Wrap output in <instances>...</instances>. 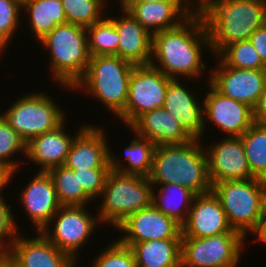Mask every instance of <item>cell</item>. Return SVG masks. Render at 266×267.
Here are the masks:
<instances>
[{"label":"cell","instance_id":"cell-42","mask_svg":"<svg viewBox=\"0 0 266 267\" xmlns=\"http://www.w3.org/2000/svg\"><path fill=\"white\" fill-rule=\"evenodd\" d=\"M185 1L184 0H125L124 3H159V2H162V3H194L196 0H192V1L185 0Z\"/></svg>","mask_w":266,"mask_h":267},{"label":"cell","instance_id":"cell-28","mask_svg":"<svg viewBox=\"0 0 266 267\" xmlns=\"http://www.w3.org/2000/svg\"><path fill=\"white\" fill-rule=\"evenodd\" d=\"M23 10L29 13L27 25L38 43L56 26L67 23L61 0H27Z\"/></svg>","mask_w":266,"mask_h":267},{"label":"cell","instance_id":"cell-43","mask_svg":"<svg viewBox=\"0 0 266 267\" xmlns=\"http://www.w3.org/2000/svg\"><path fill=\"white\" fill-rule=\"evenodd\" d=\"M254 236L256 237V241L258 240L259 243L266 244V219L261 220L260 227Z\"/></svg>","mask_w":266,"mask_h":267},{"label":"cell","instance_id":"cell-45","mask_svg":"<svg viewBox=\"0 0 266 267\" xmlns=\"http://www.w3.org/2000/svg\"><path fill=\"white\" fill-rule=\"evenodd\" d=\"M0 267H16L12 259L6 256H0Z\"/></svg>","mask_w":266,"mask_h":267},{"label":"cell","instance_id":"cell-40","mask_svg":"<svg viewBox=\"0 0 266 267\" xmlns=\"http://www.w3.org/2000/svg\"><path fill=\"white\" fill-rule=\"evenodd\" d=\"M254 123L266 125V81L257 103L253 108Z\"/></svg>","mask_w":266,"mask_h":267},{"label":"cell","instance_id":"cell-23","mask_svg":"<svg viewBox=\"0 0 266 267\" xmlns=\"http://www.w3.org/2000/svg\"><path fill=\"white\" fill-rule=\"evenodd\" d=\"M118 17L109 18L114 22L119 36L118 57L134 65H148L152 53V34L147 31L121 5Z\"/></svg>","mask_w":266,"mask_h":267},{"label":"cell","instance_id":"cell-37","mask_svg":"<svg viewBox=\"0 0 266 267\" xmlns=\"http://www.w3.org/2000/svg\"><path fill=\"white\" fill-rule=\"evenodd\" d=\"M8 200L0 196V256L9 255L12 245L18 236V228L13 216L11 205H8ZM6 239V240H5Z\"/></svg>","mask_w":266,"mask_h":267},{"label":"cell","instance_id":"cell-30","mask_svg":"<svg viewBox=\"0 0 266 267\" xmlns=\"http://www.w3.org/2000/svg\"><path fill=\"white\" fill-rule=\"evenodd\" d=\"M243 147L254 178L266 180V125L254 123L242 136Z\"/></svg>","mask_w":266,"mask_h":267},{"label":"cell","instance_id":"cell-34","mask_svg":"<svg viewBox=\"0 0 266 267\" xmlns=\"http://www.w3.org/2000/svg\"><path fill=\"white\" fill-rule=\"evenodd\" d=\"M217 56L229 67L252 70L266 69V64L249 40L230 44Z\"/></svg>","mask_w":266,"mask_h":267},{"label":"cell","instance_id":"cell-22","mask_svg":"<svg viewBox=\"0 0 266 267\" xmlns=\"http://www.w3.org/2000/svg\"><path fill=\"white\" fill-rule=\"evenodd\" d=\"M65 120L56 129L36 136L26 143V159L32 164L38 165L40 170L47 172L51 168L65 164L72 141L86 125H81L80 129L72 136L65 132Z\"/></svg>","mask_w":266,"mask_h":267},{"label":"cell","instance_id":"cell-9","mask_svg":"<svg viewBox=\"0 0 266 267\" xmlns=\"http://www.w3.org/2000/svg\"><path fill=\"white\" fill-rule=\"evenodd\" d=\"M246 238L224 232L205 238H181V267H237Z\"/></svg>","mask_w":266,"mask_h":267},{"label":"cell","instance_id":"cell-41","mask_svg":"<svg viewBox=\"0 0 266 267\" xmlns=\"http://www.w3.org/2000/svg\"><path fill=\"white\" fill-rule=\"evenodd\" d=\"M11 172L4 167L0 166V196L4 195L2 194L3 189L6 188V186L11 181L10 179Z\"/></svg>","mask_w":266,"mask_h":267},{"label":"cell","instance_id":"cell-38","mask_svg":"<svg viewBox=\"0 0 266 267\" xmlns=\"http://www.w3.org/2000/svg\"><path fill=\"white\" fill-rule=\"evenodd\" d=\"M73 171L77 173L79 185L93 201L101 196L110 168L77 169Z\"/></svg>","mask_w":266,"mask_h":267},{"label":"cell","instance_id":"cell-29","mask_svg":"<svg viewBox=\"0 0 266 267\" xmlns=\"http://www.w3.org/2000/svg\"><path fill=\"white\" fill-rule=\"evenodd\" d=\"M52 178L61 206H87L92 199L84 192L77 173L64 165L47 171Z\"/></svg>","mask_w":266,"mask_h":267},{"label":"cell","instance_id":"cell-26","mask_svg":"<svg viewBox=\"0 0 266 267\" xmlns=\"http://www.w3.org/2000/svg\"><path fill=\"white\" fill-rule=\"evenodd\" d=\"M152 185V205L182 227L187 220L196 194L180 184L164 183ZM159 185L160 188H158L157 192L154 187L156 188Z\"/></svg>","mask_w":266,"mask_h":267},{"label":"cell","instance_id":"cell-25","mask_svg":"<svg viewBox=\"0 0 266 267\" xmlns=\"http://www.w3.org/2000/svg\"><path fill=\"white\" fill-rule=\"evenodd\" d=\"M137 267H181V239H160L131 246Z\"/></svg>","mask_w":266,"mask_h":267},{"label":"cell","instance_id":"cell-12","mask_svg":"<svg viewBox=\"0 0 266 267\" xmlns=\"http://www.w3.org/2000/svg\"><path fill=\"white\" fill-rule=\"evenodd\" d=\"M206 84L209 92L203 98L204 132L207 133L208 121L225 137H241L254 124L253 109L219 93L209 82Z\"/></svg>","mask_w":266,"mask_h":267},{"label":"cell","instance_id":"cell-46","mask_svg":"<svg viewBox=\"0 0 266 267\" xmlns=\"http://www.w3.org/2000/svg\"><path fill=\"white\" fill-rule=\"evenodd\" d=\"M16 2H18L19 4L23 5L27 0H14Z\"/></svg>","mask_w":266,"mask_h":267},{"label":"cell","instance_id":"cell-44","mask_svg":"<svg viewBox=\"0 0 266 267\" xmlns=\"http://www.w3.org/2000/svg\"><path fill=\"white\" fill-rule=\"evenodd\" d=\"M261 218L266 219V180L264 181V189L261 204Z\"/></svg>","mask_w":266,"mask_h":267},{"label":"cell","instance_id":"cell-17","mask_svg":"<svg viewBox=\"0 0 266 267\" xmlns=\"http://www.w3.org/2000/svg\"><path fill=\"white\" fill-rule=\"evenodd\" d=\"M224 232L238 231L228 224L218 197L213 191L196 195L181 227L182 237L205 238Z\"/></svg>","mask_w":266,"mask_h":267},{"label":"cell","instance_id":"cell-19","mask_svg":"<svg viewBox=\"0 0 266 267\" xmlns=\"http://www.w3.org/2000/svg\"><path fill=\"white\" fill-rule=\"evenodd\" d=\"M105 130V131H104ZM101 126L88 125L75 135L64 166L72 170L110 168L109 144Z\"/></svg>","mask_w":266,"mask_h":267},{"label":"cell","instance_id":"cell-13","mask_svg":"<svg viewBox=\"0 0 266 267\" xmlns=\"http://www.w3.org/2000/svg\"><path fill=\"white\" fill-rule=\"evenodd\" d=\"M215 57L218 65L209 71L211 73H209L207 82L219 93L245 103L253 109L266 81V69L229 67L218 56Z\"/></svg>","mask_w":266,"mask_h":267},{"label":"cell","instance_id":"cell-7","mask_svg":"<svg viewBox=\"0 0 266 267\" xmlns=\"http://www.w3.org/2000/svg\"><path fill=\"white\" fill-rule=\"evenodd\" d=\"M264 180H226L212 185L220 200L230 227L245 238L254 235L261 224V204Z\"/></svg>","mask_w":266,"mask_h":267},{"label":"cell","instance_id":"cell-1","mask_svg":"<svg viewBox=\"0 0 266 267\" xmlns=\"http://www.w3.org/2000/svg\"><path fill=\"white\" fill-rule=\"evenodd\" d=\"M204 47L211 50L209 34L196 10L179 26L153 34L150 64L172 79L198 80L208 69L202 60Z\"/></svg>","mask_w":266,"mask_h":267},{"label":"cell","instance_id":"cell-18","mask_svg":"<svg viewBox=\"0 0 266 267\" xmlns=\"http://www.w3.org/2000/svg\"><path fill=\"white\" fill-rule=\"evenodd\" d=\"M199 99L189 86L185 87L179 79H172L166 90L163 108L193 139L203 140L204 104Z\"/></svg>","mask_w":266,"mask_h":267},{"label":"cell","instance_id":"cell-20","mask_svg":"<svg viewBox=\"0 0 266 267\" xmlns=\"http://www.w3.org/2000/svg\"><path fill=\"white\" fill-rule=\"evenodd\" d=\"M36 234L35 238L18 234L8 255L16 267H76L70 255L57 249L41 232Z\"/></svg>","mask_w":266,"mask_h":267},{"label":"cell","instance_id":"cell-48","mask_svg":"<svg viewBox=\"0 0 266 267\" xmlns=\"http://www.w3.org/2000/svg\"><path fill=\"white\" fill-rule=\"evenodd\" d=\"M107 1V0H106ZM109 1V0H108ZM125 0H120V5H122L124 3Z\"/></svg>","mask_w":266,"mask_h":267},{"label":"cell","instance_id":"cell-4","mask_svg":"<svg viewBox=\"0 0 266 267\" xmlns=\"http://www.w3.org/2000/svg\"><path fill=\"white\" fill-rule=\"evenodd\" d=\"M39 42L48 50L54 83L72 91L85 75L91 58L86 28L71 23L60 24Z\"/></svg>","mask_w":266,"mask_h":267},{"label":"cell","instance_id":"cell-8","mask_svg":"<svg viewBox=\"0 0 266 267\" xmlns=\"http://www.w3.org/2000/svg\"><path fill=\"white\" fill-rule=\"evenodd\" d=\"M46 93L33 91L24 94L1 114L26 143L36 136L56 129L66 119V112Z\"/></svg>","mask_w":266,"mask_h":267},{"label":"cell","instance_id":"cell-2","mask_svg":"<svg viewBox=\"0 0 266 267\" xmlns=\"http://www.w3.org/2000/svg\"><path fill=\"white\" fill-rule=\"evenodd\" d=\"M197 10L204 18L213 56L230 44L249 40L265 24L264 0H202Z\"/></svg>","mask_w":266,"mask_h":267},{"label":"cell","instance_id":"cell-27","mask_svg":"<svg viewBox=\"0 0 266 267\" xmlns=\"http://www.w3.org/2000/svg\"><path fill=\"white\" fill-rule=\"evenodd\" d=\"M132 139L127 147L124 149V157L126 162L118 160L116 155L109 148V166L111 171H117L123 174L138 175L149 177L152 170L153 154L155 150V143L140 137L138 135ZM124 163V165H123Z\"/></svg>","mask_w":266,"mask_h":267},{"label":"cell","instance_id":"cell-32","mask_svg":"<svg viewBox=\"0 0 266 267\" xmlns=\"http://www.w3.org/2000/svg\"><path fill=\"white\" fill-rule=\"evenodd\" d=\"M67 23L89 27L102 20L108 5L106 0H61Z\"/></svg>","mask_w":266,"mask_h":267},{"label":"cell","instance_id":"cell-6","mask_svg":"<svg viewBox=\"0 0 266 267\" xmlns=\"http://www.w3.org/2000/svg\"><path fill=\"white\" fill-rule=\"evenodd\" d=\"M149 177L109 171L97 212L100 224L116 228L129 215L152 205Z\"/></svg>","mask_w":266,"mask_h":267},{"label":"cell","instance_id":"cell-31","mask_svg":"<svg viewBox=\"0 0 266 267\" xmlns=\"http://www.w3.org/2000/svg\"><path fill=\"white\" fill-rule=\"evenodd\" d=\"M105 16L92 26L86 27L88 49L92 56L117 55L119 36L114 22Z\"/></svg>","mask_w":266,"mask_h":267},{"label":"cell","instance_id":"cell-11","mask_svg":"<svg viewBox=\"0 0 266 267\" xmlns=\"http://www.w3.org/2000/svg\"><path fill=\"white\" fill-rule=\"evenodd\" d=\"M172 78L151 64L134 65L130 74L128 98L124 112L118 117L129 127L139 116L161 108Z\"/></svg>","mask_w":266,"mask_h":267},{"label":"cell","instance_id":"cell-36","mask_svg":"<svg viewBox=\"0 0 266 267\" xmlns=\"http://www.w3.org/2000/svg\"><path fill=\"white\" fill-rule=\"evenodd\" d=\"M22 5L14 0H0V50L8 48L20 26ZM21 17V18H20Z\"/></svg>","mask_w":266,"mask_h":267},{"label":"cell","instance_id":"cell-5","mask_svg":"<svg viewBox=\"0 0 266 267\" xmlns=\"http://www.w3.org/2000/svg\"><path fill=\"white\" fill-rule=\"evenodd\" d=\"M133 67L134 64L117 55L92 56L85 75L73 86V91L84 89V93L95 96L118 118L126 106Z\"/></svg>","mask_w":266,"mask_h":267},{"label":"cell","instance_id":"cell-33","mask_svg":"<svg viewBox=\"0 0 266 267\" xmlns=\"http://www.w3.org/2000/svg\"><path fill=\"white\" fill-rule=\"evenodd\" d=\"M18 153H23L22 156L26 155V142L0 114V166L11 172L10 179L15 177L14 174L17 173V169L20 166V161L11 159Z\"/></svg>","mask_w":266,"mask_h":267},{"label":"cell","instance_id":"cell-21","mask_svg":"<svg viewBox=\"0 0 266 267\" xmlns=\"http://www.w3.org/2000/svg\"><path fill=\"white\" fill-rule=\"evenodd\" d=\"M152 35L175 28L198 8V3H123L121 5Z\"/></svg>","mask_w":266,"mask_h":267},{"label":"cell","instance_id":"cell-16","mask_svg":"<svg viewBox=\"0 0 266 267\" xmlns=\"http://www.w3.org/2000/svg\"><path fill=\"white\" fill-rule=\"evenodd\" d=\"M19 194L20 204L36 232L45 229L61 207L48 172L38 171Z\"/></svg>","mask_w":266,"mask_h":267},{"label":"cell","instance_id":"cell-14","mask_svg":"<svg viewBox=\"0 0 266 267\" xmlns=\"http://www.w3.org/2000/svg\"><path fill=\"white\" fill-rule=\"evenodd\" d=\"M116 230L124 233L117 239L126 246L149 240L182 238L181 227L153 205L129 215Z\"/></svg>","mask_w":266,"mask_h":267},{"label":"cell","instance_id":"cell-10","mask_svg":"<svg viewBox=\"0 0 266 267\" xmlns=\"http://www.w3.org/2000/svg\"><path fill=\"white\" fill-rule=\"evenodd\" d=\"M97 223L100 225L97 214L94 217L86 206H61L41 233L57 249L78 262L79 250L81 251L92 238L90 236L96 233V226H99Z\"/></svg>","mask_w":266,"mask_h":267},{"label":"cell","instance_id":"cell-35","mask_svg":"<svg viewBox=\"0 0 266 267\" xmlns=\"http://www.w3.org/2000/svg\"><path fill=\"white\" fill-rule=\"evenodd\" d=\"M95 257L90 267H137L131 247L122 244L118 239Z\"/></svg>","mask_w":266,"mask_h":267},{"label":"cell","instance_id":"cell-39","mask_svg":"<svg viewBox=\"0 0 266 267\" xmlns=\"http://www.w3.org/2000/svg\"><path fill=\"white\" fill-rule=\"evenodd\" d=\"M249 41L260 55L262 61L266 64V24L254 31L249 37Z\"/></svg>","mask_w":266,"mask_h":267},{"label":"cell","instance_id":"cell-3","mask_svg":"<svg viewBox=\"0 0 266 267\" xmlns=\"http://www.w3.org/2000/svg\"><path fill=\"white\" fill-rule=\"evenodd\" d=\"M202 139L180 145L156 146L149 180L152 184L174 183L196 195L212 191L208 160Z\"/></svg>","mask_w":266,"mask_h":267},{"label":"cell","instance_id":"cell-47","mask_svg":"<svg viewBox=\"0 0 266 267\" xmlns=\"http://www.w3.org/2000/svg\"><path fill=\"white\" fill-rule=\"evenodd\" d=\"M265 3V24H266V0H264Z\"/></svg>","mask_w":266,"mask_h":267},{"label":"cell","instance_id":"cell-24","mask_svg":"<svg viewBox=\"0 0 266 267\" xmlns=\"http://www.w3.org/2000/svg\"><path fill=\"white\" fill-rule=\"evenodd\" d=\"M128 129L156 146L180 145L193 139L163 107L145 112Z\"/></svg>","mask_w":266,"mask_h":267},{"label":"cell","instance_id":"cell-15","mask_svg":"<svg viewBox=\"0 0 266 267\" xmlns=\"http://www.w3.org/2000/svg\"><path fill=\"white\" fill-rule=\"evenodd\" d=\"M205 150L211 184L226 180L254 178L245 155L241 137H223L212 142Z\"/></svg>","mask_w":266,"mask_h":267}]
</instances>
